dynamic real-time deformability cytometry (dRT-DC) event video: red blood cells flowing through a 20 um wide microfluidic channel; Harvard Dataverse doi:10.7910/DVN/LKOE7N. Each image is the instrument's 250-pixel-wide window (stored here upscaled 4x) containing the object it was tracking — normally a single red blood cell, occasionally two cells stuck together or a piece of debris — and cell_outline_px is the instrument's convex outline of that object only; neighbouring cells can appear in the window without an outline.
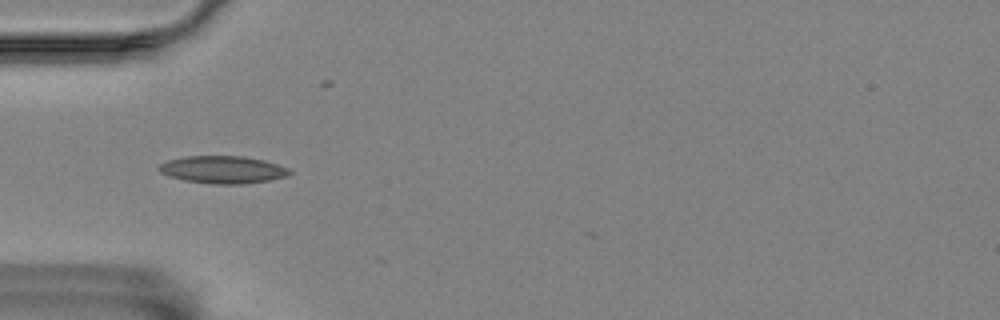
{"species": "Egyptian fruit bat (a non-hibernating species)", "species_latin": "Rousettus aegyptiacus", "temperature_condition": "room temperature", "stored_images_in_passage": 2, "camera_frame_rate_fps": 3000, "um_per_image_px": 0.085, "animal": {"sex": "female"}, "frame": {"image": 1, "passage_image": 1, "time_ms": 0.0, "image_size_px": [1000, 320], "cell_outline_px": [[292, 172], [288, 176], [268, 180], [244, 184], [212, 184], [184, 180], [168, 176], [160, 172], [156, 168], [160, 164], [168, 160], [184, 156], [240, 156], [264, 160], [288, 168]], "centroid_in_image_um": [18.91, 14.42], "position_along_channel_um": 66.1, "area_um2": 20.92}}